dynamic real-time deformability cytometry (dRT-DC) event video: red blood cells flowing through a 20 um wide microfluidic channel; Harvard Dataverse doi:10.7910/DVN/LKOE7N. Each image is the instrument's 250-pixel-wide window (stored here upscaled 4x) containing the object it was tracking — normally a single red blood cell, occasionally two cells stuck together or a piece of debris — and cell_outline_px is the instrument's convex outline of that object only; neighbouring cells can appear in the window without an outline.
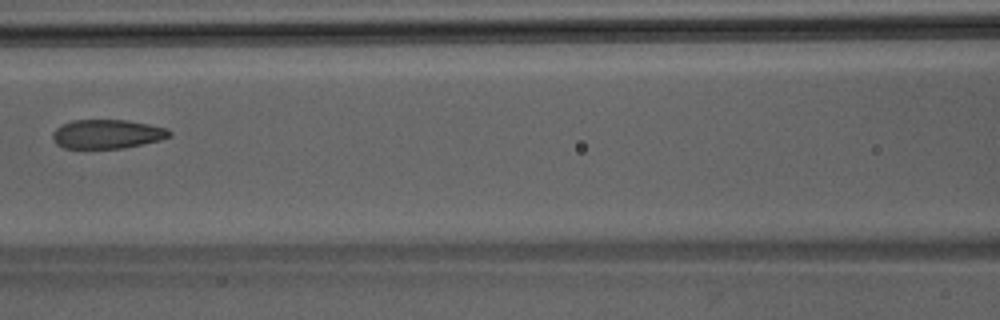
{"species": "Egyptian fruit bat (a non-hibernating species)", "species_latin": "Rousettus aegyptiacus", "temperature_condition": "room temperature", "stored_images_in_passage": 7, "camera_frame_rate_fps": 3000, "um_per_image_px": 0.085, "animal": {"sex": "male"}, "frame": {"image": 1, "passage_image": 6, "time_ms": 1.667, "image_size_px": [1000, 320], "cell_outline_px": [[172, 136], [160, 140], [124, 148], [64, 148], [56, 144], [52, 136], [52, 132], [56, 128], [72, 120], [124, 120], [148, 124], [168, 128], [172, 132]], "centroid_in_image_um": [9.12, 11.39], "position_along_channel_um": 157.5, "area_um2": 19.77}}